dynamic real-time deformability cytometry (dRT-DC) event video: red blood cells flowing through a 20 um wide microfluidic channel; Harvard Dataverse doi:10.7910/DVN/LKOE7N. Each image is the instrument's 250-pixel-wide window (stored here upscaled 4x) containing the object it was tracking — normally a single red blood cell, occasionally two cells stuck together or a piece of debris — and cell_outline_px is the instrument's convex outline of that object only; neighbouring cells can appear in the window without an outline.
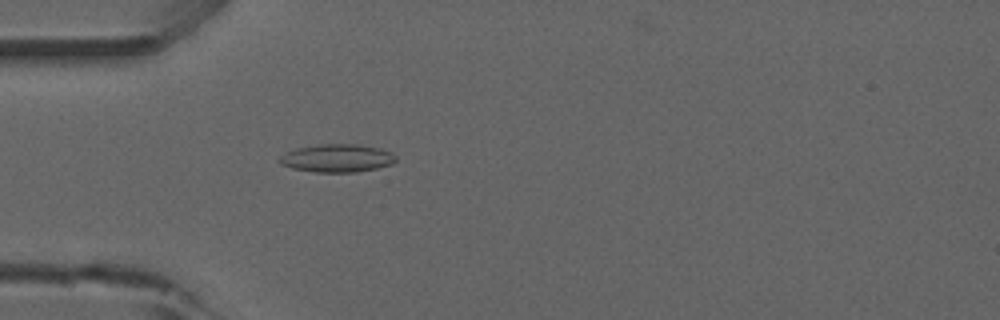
{"species": "common noctule bat (a hibernating species)", "species_latin": "Nyctalus noctula", "temperature_condition": "room temperature", "stored_images_in_passage": 50, "camera_frame_rate_fps": 3000, "um_per_image_px": 0.085, "animal": {"sex": "male", "forearm_length_mm": 52.5}, "frame": {"image": 1, "passage_image": 13, "time_ms": 4.0, "image_size_px": [1000, 320], "cell_outline_px": [[396, 160], [392, 164], [376, 168], [356, 172], [316, 172], [292, 168], [280, 164], [276, 160], [280, 156], [296, 148], [320, 144], [356, 144], [380, 148], [392, 152], [396, 156]], "centroid_in_image_um": [28.65, 13.44], "position_along_channel_um": 56.4, "area_um2": 19.02}}
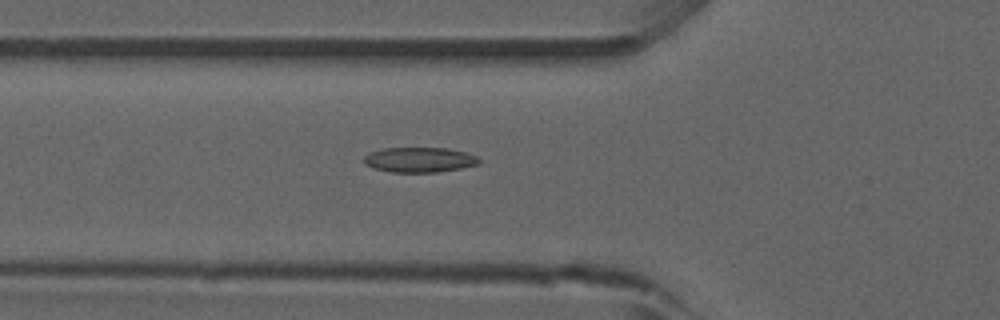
{"frame": {"image": 2, "passage_image": 16, "time_ms": 5.0, "image_size_px": [1000, 320], "cell_outline_px": [[480, 164], [460, 168], [436, 172], [392, 172], [372, 168], [364, 164], [364, 156], [368, 152], [384, 148], [448, 148], [464, 152], [476, 156], [480, 160]], "centroid_in_image_um": [35.61, 13.58], "position_along_channel_um": 90.2, "area_um2": 16.82}}
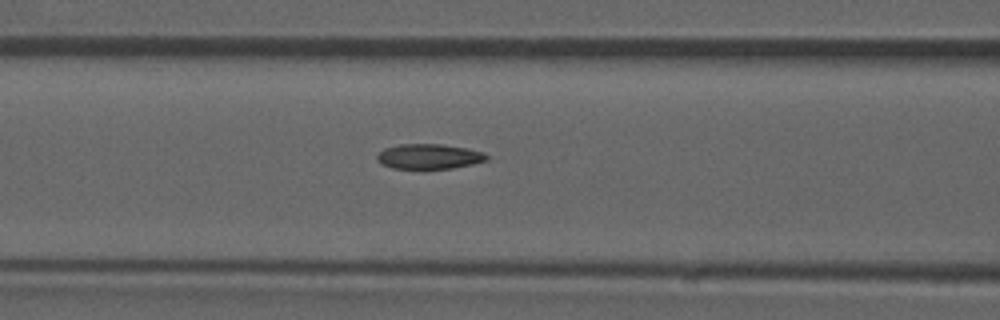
{"frame": {"image": 3, "passage_image": 19, "time_ms": 6.0, "image_size_px": [1000, 320], "cell_outline_px": [[488, 160], [472, 164], [452, 168], [420, 172], [392, 168], [376, 160], [376, 156], [384, 148], [400, 144], [444, 144], [468, 148], [484, 152], [488, 156]], "centroid_in_image_um": [36.46, 13.34], "position_along_channel_um": 130.1, "area_um2": 16.82}, "authors_computed_cell_mechanics": {"area_um2": 16.2418, "velocity_mm_per_s": 3.9467, "shape_relaxation_time_tau1_ms": null, "shape_relaxation_time_tau2_ms": 2.8339, "deformation_change_tau1": null, "deformation_change_tau2": 0.1009}}